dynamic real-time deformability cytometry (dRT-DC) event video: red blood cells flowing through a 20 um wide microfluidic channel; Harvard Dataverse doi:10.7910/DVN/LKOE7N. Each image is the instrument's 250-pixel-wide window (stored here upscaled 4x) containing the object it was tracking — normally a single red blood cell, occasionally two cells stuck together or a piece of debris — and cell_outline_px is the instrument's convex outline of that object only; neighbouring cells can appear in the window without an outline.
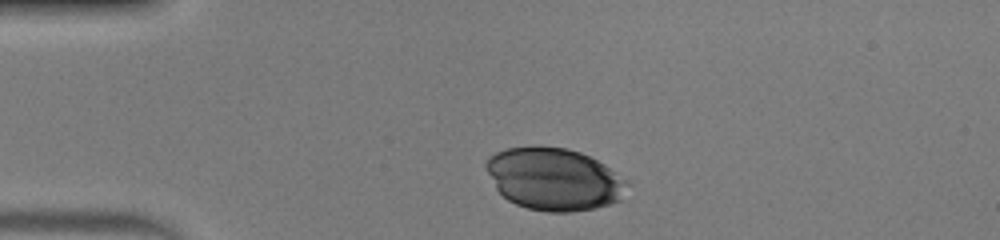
{"species": "human", "species_latin": "Homo sapiens", "temperature_condition": "warm", "stored_images_in_passage": 33, "camera_frame_rate_fps": 3000, "um_per_image_px": 0.085, "donor": {"sex": "male"}, "frame": {"image": 1, "passage_image": 1, "time_ms": 0.0, "image_size_px": [1000, 240], "cell_outline_px": [[632, 184], [620, 200], [608, 204], [592, 208], [572, 212], [548, 212], [528, 208], [516, 204], [508, 200], [496, 188], [484, 164], [488, 156], [496, 152], [508, 148], [532, 144], [540, 144], [568, 148], [580, 152], [604, 164], [628, 180]], "centroid_in_image_um": [47.11, 15.19], "position_along_channel_um": 37.9, "area_um2": 51.85}}
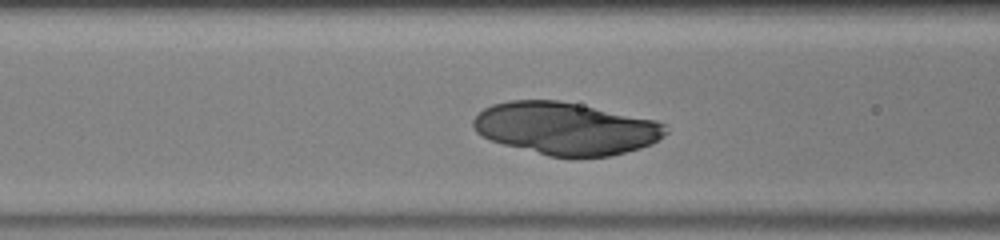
{"frame": {"image": 2, "passage_image": 10, "time_ms": 3.0, "image_size_px": [1000, 240], "cell_outline_px": [[668, 132], [664, 136], [652, 144], [640, 148], [612, 156], [572, 160], [548, 156], [504, 144], [492, 140], [476, 132], [472, 124], [472, 120], [484, 108], [492, 104], [508, 100], [556, 100], [656, 120], [664, 124]], "centroid_in_image_um": [48.1, 10.95], "position_along_channel_um": 118.5, "area_um2": 59.19}}